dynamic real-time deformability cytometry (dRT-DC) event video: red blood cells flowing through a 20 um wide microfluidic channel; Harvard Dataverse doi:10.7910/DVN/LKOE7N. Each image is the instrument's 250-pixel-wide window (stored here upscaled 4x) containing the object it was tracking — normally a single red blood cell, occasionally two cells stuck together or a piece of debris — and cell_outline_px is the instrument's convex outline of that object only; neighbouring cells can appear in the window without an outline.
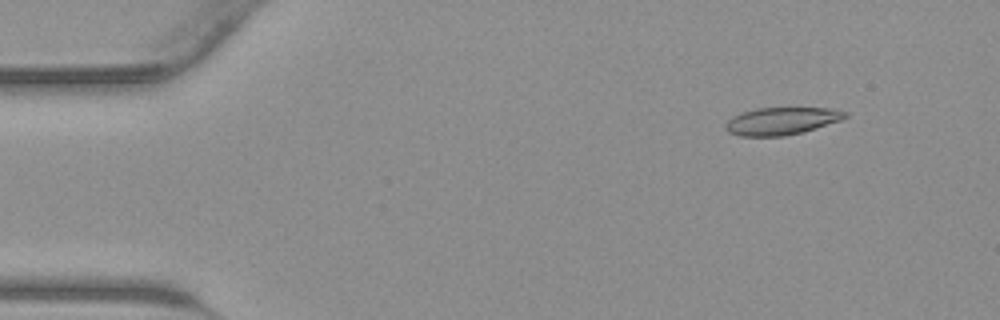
{"species": "common noctule bat (a hibernating species)", "species_latin": "Nyctalus noctula", "temperature_condition": "warm", "stored_images_in_passage": 40, "camera_frame_rate_fps": 3000, "um_per_image_px": 0.085, "animal": {"sex": "male", "body_mass_g": 23.1, "forearm_length_mm": 52.7}, "frame": {"image": 1, "passage_image": 1, "time_ms": 0.0, "image_size_px": [1000, 320], "cell_outline_px": [[848, 116], [840, 120], [804, 132], [784, 136], [740, 136], [728, 132], [724, 128], [724, 124], [732, 116], [756, 108], [832, 108], [848, 112]], "centroid_in_image_um": [66.42, 10.29], "position_along_channel_um": 18.6, "area_um2": 19.19}}
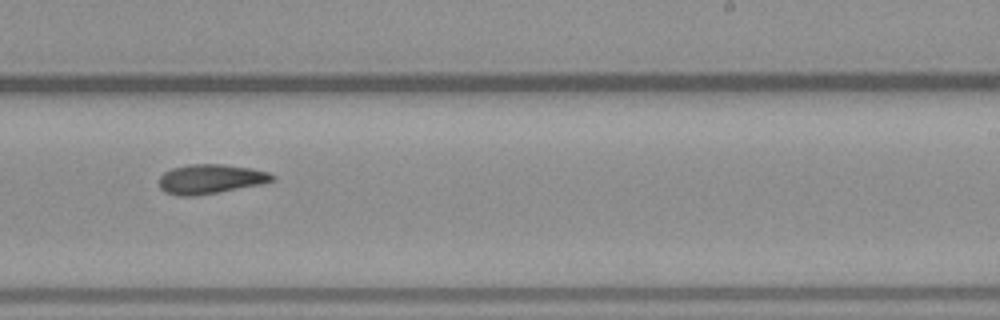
{"frame": {"image": 2, "passage_image": 23, "time_ms": 7.333, "image_size_px": [1000, 320], "cell_outline_px": [[276, 180], [260, 184], [196, 196], [180, 196], [164, 192], [160, 188], [160, 176], [164, 172], [172, 168], [188, 164], [220, 164], [248, 168], [268, 172], [276, 176]], "centroid_in_image_um": [17.87, 15.22], "position_along_channel_um": 271.1, "area_um2": 19.31}}
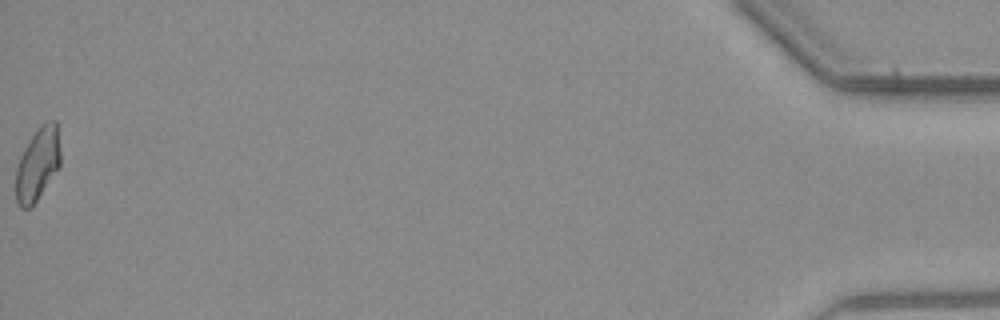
{"frame": {"image": 3, "passage_image": 40, "time_ms": 13.0, "image_size_px": [1000, 320], "cell_outline_px": [[60, 164], [36, 200], [28, 208], [20, 208], [16, 200], [16, 168], [20, 156], [24, 148], [32, 136], [48, 120], [56, 120], [60, 152]], "centroid_in_image_um": [3.18, 13.95], "position_along_channel_um": 432.0, "area_um2": 18.32}}